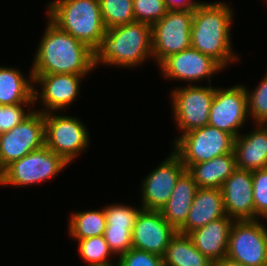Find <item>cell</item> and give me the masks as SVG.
Wrapping results in <instances>:
<instances>
[{"instance_id":"cell-2","label":"cell","mask_w":267,"mask_h":266,"mask_svg":"<svg viewBox=\"0 0 267 266\" xmlns=\"http://www.w3.org/2000/svg\"><path fill=\"white\" fill-rule=\"evenodd\" d=\"M233 9L223 1L202 3L193 12L191 47L210 56L223 68L241 59L233 52Z\"/></svg>"},{"instance_id":"cell-4","label":"cell","mask_w":267,"mask_h":266,"mask_svg":"<svg viewBox=\"0 0 267 266\" xmlns=\"http://www.w3.org/2000/svg\"><path fill=\"white\" fill-rule=\"evenodd\" d=\"M46 16L93 51L106 33L99 0L48 1Z\"/></svg>"},{"instance_id":"cell-3","label":"cell","mask_w":267,"mask_h":266,"mask_svg":"<svg viewBox=\"0 0 267 266\" xmlns=\"http://www.w3.org/2000/svg\"><path fill=\"white\" fill-rule=\"evenodd\" d=\"M152 56L151 26L133 22L106 29L99 46L94 50V65L137 67Z\"/></svg>"},{"instance_id":"cell-23","label":"cell","mask_w":267,"mask_h":266,"mask_svg":"<svg viewBox=\"0 0 267 266\" xmlns=\"http://www.w3.org/2000/svg\"><path fill=\"white\" fill-rule=\"evenodd\" d=\"M237 169L234 151L211 160L190 165L187 171L198 188L220 189L224 181Z\"/></svg>"},{"instance_id":"cell-9","label":"cell","mask_w":267,"mask_h":266,"mask_svg":"<svg viewBox=\"0 0 267 266\" xmlns=\"http://www.w3.org/2000/svg\"><path fill=\"white\" fill-rule=\"evenodd\" d=\"M194 10H168L151 26L152 56L159 65L168 56L191 47V24Z\"/></svg>"},{"instance_id":"cell-25","label":"cell","mask_w":267,"mask_h":266,"mask_svg":"<svg viewBox=\"0 0 267 266\" xmlns=\"http://www.w3.org/2000/svg\"><path fill=\"white\" fill-rule=\"evenodd\" d=\"M68 233L75 240L104 235L106 217L104 208L72 212L69 216Z\"/></svg>"},{"instance_id":"cell-38","label":"cell","mask_w":267,"mask_h":266,"mask_svg":"<svg viewBox=\"0 0 267 266\" xmlns=\"http://www.w3.org/2000/svg\"><path fill=\"white\" fill-rule=\"evenodd\" d=\"M87 266V265H86ZM97 266V265H96ZM106 266H117V264H112V265H106Z\"/></svg>"},{"instance_id":"cell-11","label":"cell","mask_w":267,"mask_h":266,"mask_svg":"<svg viewBox=\"0 0 267 266\" xmlns=\"http://www.w3.org/2000/svg\"><path fill=\"white\" fill-rule=\"evenodd\" d=\"M44 146V114L33 109L12 130L0 134V167L4 170L12 162Z\"/></svg>"},{"instance_id":"cell-5","label":"cell","mask_w":267,"mask_h":266,"mask_svg":"<svg viewBox=\"0 0 267 266\" xmlns=\"http://www.w3.org/2000/svg\"><path fill=\"white\" fill-rule=\"evenodd\" d=\"M174 140L173 151L187 169L190 165L233 152L235 138L216 127L205 125L177 136Z\"/></svg>"},{"instance_id":"cell-34","label":"cell","mask_w":267,"mask_h":266,"mask_svg":"<svg viewBox=\"0 0 267 266\" xmlns=\"http://www.w3.org/2000/svg\"><path fill=\"white\" fill-rule=\"evenodd\" d=\"M117 266H164V264L163 257L132 247L117 259Z\"/></svg>"},{"instance_id":"cell-14","label":"cell","mask_w":267,"mask_h":266,"mask_svg":"<svg viewBox=\"0 0 267 266\" xmlns=\"http://www.w3.org/2000/svg\"><path fill=\"white\" fill-rule=\"evenodd\" d=\"M158 66L165 79L183 81L189 85H196L205 78L209 85L212 77L224 69L213 58L192 47L168 56Z\"/></svg>"},{"instance_id":"cell-26","label":"cell","mask_w":267,"mask_h":266,"mask_svg":"<svg viewBox=\"0 0 267 266\" xmlns=\"http://www.w3.org/2000/svg\"><path fill=\"white\" fill-rule=\"evenodd\" d=\"M75 241L78 242L79 254L87 266L117 264V259L112 262L109 258L114 255L103 235Z\"/></svg>"},{"instance_id":"cell-27","label":"cell","mask_w":267,"mask_h":266,"mask_svg":"<svg viewBox=\"0 0 267 266\" xmlns=\"http://www.w3.org/2000/svg\"><path fill=\"white\" fill-rule=\"evenodd\" d=\"M106 29L135 22L133 0H99Z\"/></svg>"},{"instance_id":"cell-15","label":"cell","mask_w":267,"mask_h":266,"mask_svg":"<svg viewBox=\"0 0 267 266\" xmlns=\"http://www.w3.org/2000/svg\"><path fill=\"white\" fill-rule=\"evenodd\" d=\"M185 170L180 157L172 151L142 181L140 195L143 209L160 210L168 202L177 180Z\"/></svg>"},{"instance_id":"cell-1","label":"cell","mask_w":267,"mask_h":266,"mask_svg":"<svg viewBox=\"0 0 267 266\" xmlns=\"http://www.w3.org/2000/svg\"><path fill=\"white\" fill-rule=\"evenodd\" d=\"M47 19L31 73L88 75L95 70L94 51Z\"/></svg>"},{"instance_id":"cell-8","label":"cell","mask_w":267,"mask_h":266,"mask_svg":"<svg viewBox=\"0 0 267 266\" xmlns=\"http://www.w3.org/2000/svg\"><path fill=\"white\" fill-rule=\"evenodd\" d=\"M215 86L188 85L179 86L170 91L172 117L180 135L208 125Z\"/></svg>"},{"instance_id":"cell-18","label":"cell","mask_w":267,"mask_h":266,"mask_svg":"<svg viewBox=\"0 0 267 266\" xmlns=\"http://www.w3.org/2000/svg\"><path fill=\"white\" fill-rule=\"evenodd\" d=\"M233 151L238 169L254 171L267 168V124L255 123L252 132L240 133L234 140Z\"/></svg>"},{"instance_id":"cell-24","label":"cell","mask_w":267,"mask_h":266,"mask_svg":"<svg viewBox=\"0 0 267 266\" xmlns=\"http://www.w3.org/2000/svg\"><path fill=\"white\" fill-rule=\"evenodd\" d=\"M164 266H213V262L193 244L188 234L177 232L163 256Z\"/></svg>"},{"instance_id":"cell-21","label":"cell","mask_w":267,"mask_h":266,"mask_svg":"<svg viewBox=\"0 0 267 266\" xmlns=\"http://www.w3.org/2000/svg\"><path fill=\"white\" fill-rule=\"evenodd\" d=\"M197 189L186 169L177 180L168 202L160 209L164 219L176 230L185 223Z\"/></svg>"},{"instance_id":"cell-6","label":"cell","mask_w":267,"mask_h":266,"mask_svg":"<svg viewBox=\"0 0 267 266\" xmlns=\"http://www.w3.org/2000/svg\"><path fill=\"white\" fill-rule=\"evenodd\" d=\"M69 165L61 156L44 146L8 165L3 170L0 186L27 187L45 183Z\"/></svg>"},{"instance_id":"cell-16","label":"cell","mask_w":267,"mask_h":266,"mask_svg":"<svg viewBox=\"0 0 267 266\" xmlns=\"http://www.w3.org/2000/svg\"><path fill=\"white\" fill-rule=\"evenodd\" d=\"M177 230L163 217L160 210L142 209L132 229V247L164 256Z\"/></svg>"},{"instance_id":"cell-36","label":"cell","mask_w":267,"mask_h":266,"mask_svg":"<svg viewBox=\"0 0 267 266\" xmlns=\"http://www.w3.org/2000/svg\"><path fill=\"white\" fill-rule=\"evenodd\" d=\"M213 266H249V265L242 264L241 262H237L225 257L221 260L213 262Z\"/></svg>"},{"instance_id":"cell-32","label":"cell","mask_w":267,"mask_h":266,"mask_svg":"<svg viewBox=\"0 0 267 266\" xmlns=\"http://www.w3.org/2000/svg\"><path fill=\"white\" fill-rule=\"evenodd\" d=\"M34 105L36 106V104L0 105V134L12 130L16 125L21 123L33 112L31 109L35 107ZM28 106L29 110L25 111V108Z\"/></svg>"},{"instance_id":"cell-31","label":"cell","mask_w":267,"mask_h":266,"mask_svg":"<svg viewBox=\"0 0 267 266\" xmlns=\"http://www.w3.org/2000/svg\"><path fill=\"white\" fill-rule=\"evenodd\" d=\"M256 220L267 219V168L252 171Z\"/></svg>"},{"instance_id":"cell-20","label":"cell","mask_w":267,"mask_h":266,"mask_svg":"<svg viewBox=\"0 0 267 266\" xmlns=\"http://www.w3.org/2000/svg\"><path fill=\"white\" fill-rule=\"evenodd\" d=\"M234 221L225 216L193 230L188 236L202 254L215 262L227 256L229 234Z\"/></svg>"},{"instance_id":"cell-17","label":"cell","mask_w":267,"mask_h":266,"mask_svg":"<svg viewBox=\"0 0 267 266\" xmlns=\"http://www.w3.org/2000/svg\"><path fill=\"white\" fill-rule=\"evenodd\" d=\"M220 190L227 216L234 220H256L252 171L237 168Z\"/></svg>"},{"instance_id":"cell-30","label":"cell","mask_w":267,"mask_h":266,"mask_svg":"<svg viewBox=\"0 0 267 266\" xmlns=\"http://www.w3.org/2000/svg\"><path fill=\"white\" fill-rule=\"evenodd\" d=\"M135 22L154 25L167 13L164 0H133Z\"/></svg>"},{"instance_id":"cell-19","label":"cell","mask_w":267,"mask_h":266,"mask_svg":"<svg viewBox=\"0 0 267 266\" xmlns=\"http://www.w3.org/2000/svg\"><path fill=\"white\" fill-rule=\"evenodd\" d=\"M227 216L222 193L217 188H198L185 223L177 230L189 234L211 221Z\"/></svg>"},{"instance_id":"cell-7","label":"cell","mask_w":267,"mask_h":266,"mask_svg":"<svg viewBox=\"0 0 267 266\" xmlns=\"http://www.w3.org/2000/svg\"><path fill=\"white\" fill-rule=\"evenodd\" d=\"M55 113L44 114L45 146L71 164L88 148L90 135L79 117Z\"/></svg>"},{"instance_id":"cell-33","label":"cell","mask_w":267,"mask_h":266,"mask_svg":"<svg viewBox=\"0 0 267 266\" xmlns=\"http://www.w3.org/2000/svg\"><path fill=\"white\" fill-rule=\"evenodd\" d=\"M132 229L105 228L104 238L113 253L118 258L132 248Z\"/></svg>"},{"instance_id":"cell-12","label":"cell","mask_w":267,"mask_h":266,"mask_svg":"<svg viewBox=\"0 0 267 266\" xmlns=\"http://www.w3.org/2000/svg\"><path fill=\"white\" fill-rule=\"evenodd\" d=\"M246 85L215 88L208 125L225 131L236 138L249 120Z\"/></svg>"},{"instance_id":"cell-22","label":"cell","mask_w":267,"mask_h":266,"mask_svg":"<svg viewBox=\"0 0 267 266\" xmlns=\"http://www.w3.org/2000/svg\"><path fill=\"white\" fill-rule=\"evenodd\" d=\"M24 77L21 69L0 66V105L35 104L34 79ZM28 78V79H27Z\"/></svg>"},{"instance_id":"cell-13","label":"cell","mask_w":267,"mask_h":266,"mask_svg":"<svg viewBox=\"0 0 267 266\" xmlns=\"http://www.w3.org/2000/svg\"><path fill=\"white\" fill-rule=\"evenodd\" d=\"M87 75L77 74H32L34 79L33 98L36 104H43V109H35L43 114L59 112L71 106L79 96L80 82ZM39 86H38V85ZM41 89H37V87ZM42 102V103H41Z\"/></svg>"},{"instance_id":"cell-10","label":"cell","mask_w":267,"mask_h":266,"mask_svg":"<svg viewBox=\"0 0 267 266\" xmlns=\"http://www.w3.org/2000/svg\"><path fill=\"white\" fill-rule=\"evenodd\" d=\"M227 258L249 266H267V227L259 219L235 220Z\"/></svg>"},{"instance_id":"cell-35","label":"cell","mask_w":267,"mask_h":266,"mask_svg":"<svg viewBox=\"0 0 267 266\" xmlns=\"http://www.w3.org/2000/svg\"><path fill=\"white\" fill-rule=\"evenodd\" d=\"M167 10L189 11L198 8L203 1L195 0H164Z\"/></svg>"},{"instance_id":"cell-37","label":"cell","mask_w":267,"mask_h":266,"mask_svg":"<svg viewBox=\"0 0 267 266\" xmlns=\"http://www.w3.org/2000/svg\"><path fill=\"white\" fill-rule=\"evenodd\" d=\"M2 176H3V170H2V168L0 167V182H1V180H2Z\"/></svg>"},{"instance_id":"cell-28","label":"cell","mask_w":267,"mask_h":266,"mask_svg":"<svg viewBox=\"0 0 267 266\" xmlns=\"http://www.w3.org/2000/svg\"><path fill=\"white\" fill-rule=\"evenodd\" d=\"M104 207L106 217V228L133 229L138 214L143 207H132L131 205L109 204Z\"/></svg>"},{"instance_id":"cell-29","label":"cell","mask_w":267,"mask_h":266,"mask_svg":"<svg viewBox=\"0 0 267 266\" xmlns=\"http://www.w3.org/2000/svg\"><path fill=\"white\" fill-rule=\"evenodd\" d=\"M245 88L249 119L253 118L254 124H267V73L255 89L250 91L247 86Z\"/></svg>"}]
</instances>
